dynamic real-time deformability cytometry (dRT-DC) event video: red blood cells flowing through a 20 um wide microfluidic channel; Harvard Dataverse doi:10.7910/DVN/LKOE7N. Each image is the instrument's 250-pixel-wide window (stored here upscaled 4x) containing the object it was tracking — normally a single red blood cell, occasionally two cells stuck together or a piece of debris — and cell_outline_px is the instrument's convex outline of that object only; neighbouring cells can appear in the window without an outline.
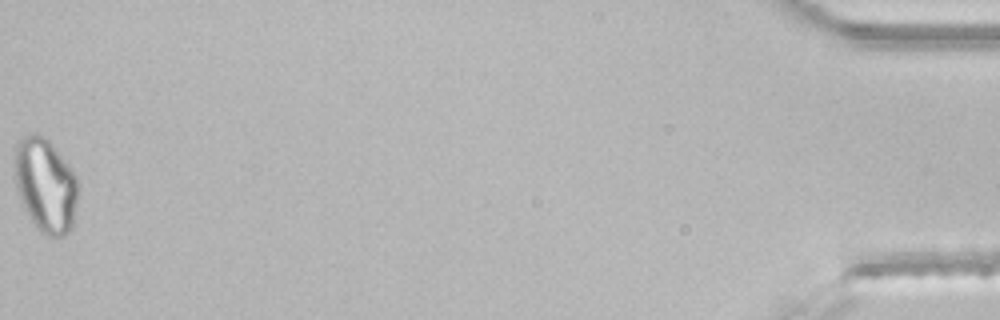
{"species": "common noctule bat (a hibernating species)", "species_latin": "Nyctalus noctula", "temperature_condition": "room temperature", "stored_images_in_passage": 46, "camera_frame_rate_fps": 3000, "um_per_image_px": 0.085, "animal": {"sex": "male", "body_mass_g": 21.5, "forearm_length_mm": 52.0}, "frame": {"image": 1, "passage_image": 46, "time_ms": 15.0, "image_size_px": [1000, 320], "cell_outline_px": [[76, 200], [72, 228], [64, 236], [56, 240], [44, 236], [36, 228], [24, 208], [16, 188], [12, 148], [24, 136], [32, 132], [36, 132], [48, 140], [52, 144], [76, 176]], "centroid_in_image_um": [3.82, 15.76], "position_along_channel_um": 431.4, "area_um2": 35.08}}